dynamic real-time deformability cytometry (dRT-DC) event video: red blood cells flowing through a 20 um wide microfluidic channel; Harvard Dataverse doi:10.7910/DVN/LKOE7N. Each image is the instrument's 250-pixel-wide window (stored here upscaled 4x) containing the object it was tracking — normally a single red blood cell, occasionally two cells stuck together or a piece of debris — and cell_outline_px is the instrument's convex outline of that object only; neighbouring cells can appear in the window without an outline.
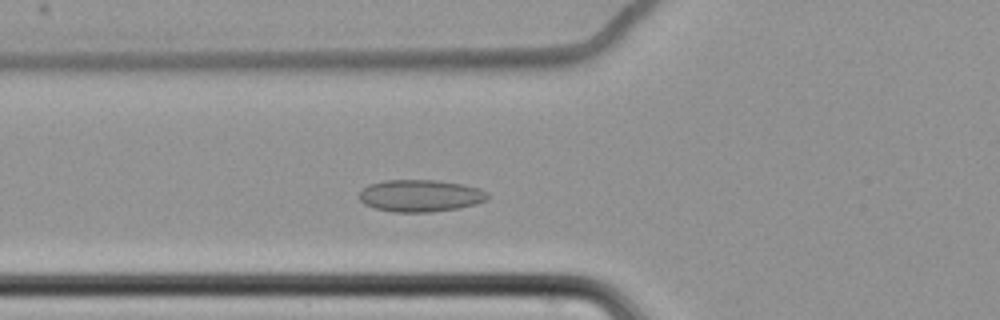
{"species": "common noctule bat (a hibernating species)", "species_latin": "Nyctalus noctula", "temperature_condition": "cold", "stored_images_in_passage": 54, "camera_frame_rate_fps": 3000, "um_per_image_px": 0.085, "animal": {"sex": "female", "body_mass_g": 22.7, "forearm_length_mm": 54.2}, "frame": {"image": 1, "passage_image": 16, "time_ms": 5.0, "image_size_px": [1000, 320], "cell_outline_px": [[488, 200], [476, 204], [456, 208], [432, 212], [392, 212], [376, 208], [364, 204], [360, 200], [360, 192], [368, 184], [384, 180], [436, 180], [464, 184], [480, 188], [488, 192]], "centroid_in_image_um": [35.75, 16.63], "position_along_channel_um": 90.0, "area_um2": 24.1}}
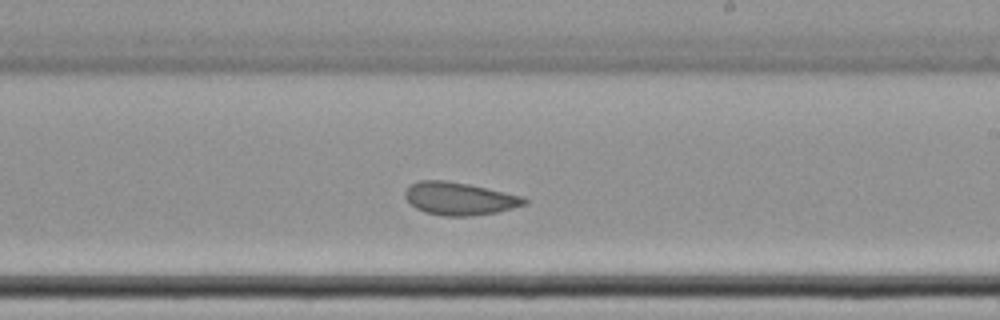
{"frame": {"image": 2, "passage_image": 30, "time_ms": 9.667, "image_size_px": [1000, 320], "cell_outline_px": [[528, 204], [496, 212], [468, 216], [444, 216], [424, 212], [416, 208], [404, 196], [404, 192], [412, 184], [420, 180], [444, 180], [468, 184], [524, 196], [528, 200]], "centroid_in_image_um": [39.07, 16.88], "position_along_channel_um": 249.9, "area_um2": 22.66}}
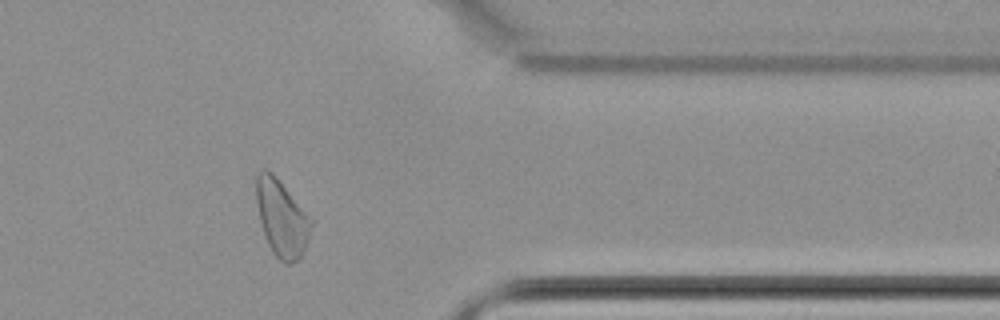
{"frame": {"image": 3, "passage_image": 43, "time_ms": 14.0, "image_size_px": [1000, 320], "cell_outline_px": [[312, 224], [308, 240], [300, 260], [288, 264], [284, 264], [272, 252], [264, 236], [260, 224], [256, 204], [256, 176], [260, 168], [264, 168], [272, 172], [276, 176], [312, 220]], "centroid_in_image_um": [23.91, 18.55], "position_along_channel_um": 387.5, "area_um2": 24.62}, "authors_computed_cell_mechanics": {"area_um2": 24.3338, "velocity_mm_per_s": 3.4335, "shape_relaxation_time_tau1_ms": null, "shape_relaxation_time_tau2_ms": 2.5926, "deformation_change_tau1": null, "deformation_change_tau2": 0.0798}}